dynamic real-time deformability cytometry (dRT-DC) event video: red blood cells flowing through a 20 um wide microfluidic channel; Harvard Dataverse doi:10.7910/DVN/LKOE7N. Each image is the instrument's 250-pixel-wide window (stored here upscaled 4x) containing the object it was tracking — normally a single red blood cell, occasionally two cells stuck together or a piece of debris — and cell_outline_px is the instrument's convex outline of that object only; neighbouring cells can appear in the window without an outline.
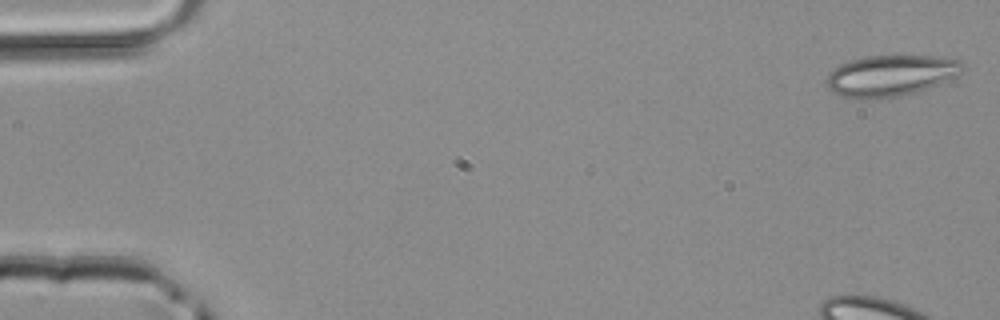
{"species": "common noctule bat (a hibernating species)", "species_latin": "Nyctalus noctula", "temperature_condition": "room temperature", "stored_images_in_passage": 8, "camera_frame_rate_fps": 3000, "um_per_image_px": 0.085, "animal": {"sex": "male", "body_mass_g": 20.4}, "frame": {"image": 1, "passage_image": 1, "time_ms": 0.0, "image_size_px": [1000, 320], "cell_outline_px": [[968, 68], [956, 76], [940, 84], [900, 96], [868, 100], [856, 100], [840, 96], [832, 92], [828, 88], [828, 72], [840, 64], [864, 56], [932, 56], [960, 60]], "centroid_in_image_um": [75.71, 6.44], "position_along_channel_um": 9.3, "area_um2": 32.95}}